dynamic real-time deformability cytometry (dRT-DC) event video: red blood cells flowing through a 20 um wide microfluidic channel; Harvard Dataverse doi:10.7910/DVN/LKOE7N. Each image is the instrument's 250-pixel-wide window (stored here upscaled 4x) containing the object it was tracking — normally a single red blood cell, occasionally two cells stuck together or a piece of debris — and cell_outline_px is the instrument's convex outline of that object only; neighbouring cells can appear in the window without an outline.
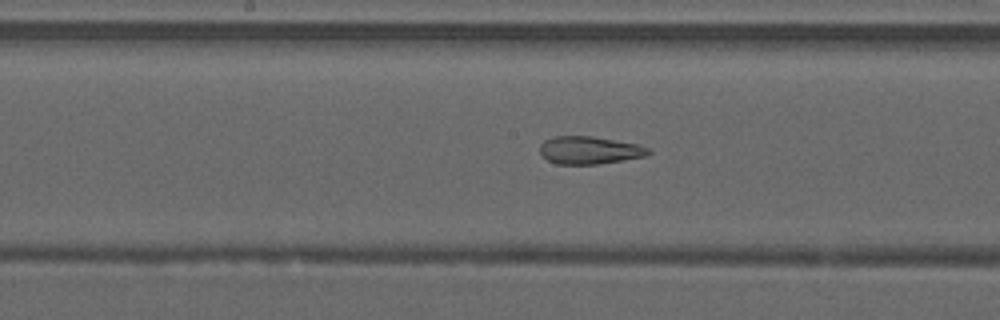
{"species": "common noctule bat (a hibernating species)", "species_latin": "Nyctalus noctula", "temperature_condition": "warm", "stored_images_in_passage": 29, "camera_frame_rate_fps": 3000, "um_per_image_px": 0.085, "animal": {"sex": "male", "forearm_length_mm": 52.5}, "frame": {"image": 1, "passage_image": 21, "time_ms": 6.667, "image_size_px": [1000, 320], "cell_outline_px": [[652, 152], [644, 156], [624, 160], [596, 164], [556, 164], [540, 156], [540, 144], [544, 140], [552, 136], [592, 136], [636, 144], [648, 148]], "centroid_in_image_um": [50.04, 12.77], "position_along_channel_um": 198.2, "area_um2": 17.51}}
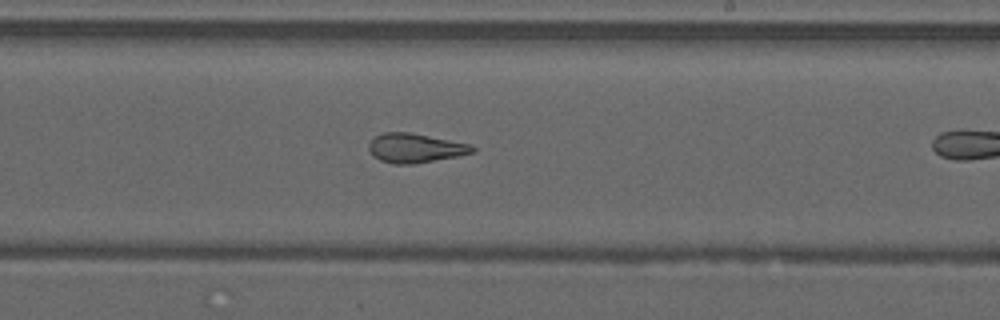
{"frame": {"image": 2, "passage_image": 25, "time_ms": 8.0, "image_size_px": [1000, 320], "cell_outline_px": [[476, 152], [456, 156], [412, 164], [392, 164], [380, 160], [372, 156], [368, 148], [368, 144], [376, 136], [384, 132], [412, 132], [472, 144], [476, 148]], "centroid_in_image_um": [35.3, 12.57], "position_along_channel_um": 253.7, "area_um2": 17.8}}